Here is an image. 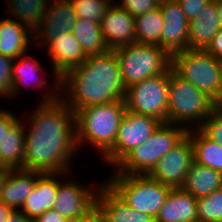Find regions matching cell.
Segmentation results:
<instances>
[{
  "mask_svg": "<svg viewBox=\"0 0 222 222\" xmlns=\"http://www.w3.org/2000/svg\"><path fill=\"white\" fill-rule=\"evenodd\" d=\"M30 114L26 116L29 121H24V169L42 173H70L71 162L79 154L75 112L59 99L39 103Z\"/></svg>",
  "mask_w": 222,
  "mask_h": 222,
  "instance_id": "cell-1",
  "label": "cell"
},
{
  "mask_svg": "<svg viewBox=\"0 0 222 222\" xmlns=\"http://www.w3.org/2000/svg\"><path fill=\"white\" fill-rule=\"evenodd\" d=\"M60 89V99L75 113L87 106L124 100L126 88L114 50L88 56L82 64L68 70L60 78Z\"/></svg>",
  "mask_w": 222,
  "mask_h": 222,
  "instance_id": "cell-2",
  "label": "cell"
},
{
  "mask_svg": "<svg viewBox=\"0 0 222 222\" xmlns=\"http://www.w3.org/2000/svg\"><path fill=\"white\" fill-rule=\"evenodd\" d=\"M126 111L125 99L79 109L75 113L78 150L87 143L103 158L113 148Z\"/></svg>",
  "mask_w": 222,
  "mask_h": 222,
  "instance_id": "cell-3",
  "label": "cell"
},
{
  "mask_svg": "<svg viewBox=\"0 0 222 222\" xmlns=\"http://www.w3.org/2000/svg\"><path fill=\"white\" fill-rule=\"evenodd\" d=\"M168 95L167 123L183 126L187 130L194 127L200 129L214 109V103L210 97L177 75L171 67Z\"/></svg>",
  "mask_w": 222,
  "mask_h": 222,
  "instance_id": "cell-4",
  "label": "cell"
},
{
  "mask_svg": "<svg viewBox=\"0 0 222 222\" xmlns=\"http://www.w3.org/2000/svg\"><path fill=\"white\" fill-rule=\"evenodd\" d=\"M183 126L162 123L152 136L129 152L116 166L113 174H149L171 149L187 135Z\"/></svg>",
  "mask_w": 222,
  "mask_h": 222,
  "instance_id": "cell-5",
  "label": "cell"
},
{
  "mask_svg": "<svg viewBox=\"0 0 222 222\" xmlns=\"http://www.w3.org/2000/svg\"><path fill=\"white\" fill-rule=\"evenodd\" d=\"M104 183L130 208L155 219L172 189L149 174H113Z\"/></svg>",
  "mask_w": 222,
  "mask_h": 222,
  "instance_id": "cell-6",
  "label": "cell"
},
{
  "mask_svg": "<svg viewBox=\"0 0 222 222\" xmlns=\"http://www.w3.org/2000/svg\"><path fill=\"white\" fill-rule=\"evenodd\" d=\"M123 85L127 89L144 79L165 73L171 55L160 46L133 43L114 49Z\"/></svg>",
  "mask_w": 222,
  "mask_h": 222,
  "instance_id": "cell-7",
  "label": "cell"
},
{
  "mask_svg": "<svg viewBox=\"0 0 222 222\" xmlns=\"http://www.w3.org/2000/svg\"><path fill=\"white\" fill-rule=\"evenodd\" d=\"M171 68L213 101L217 98L221 86L222 61L206 50L186 49L172 54Z\"/></svg>",
  "mask_w": 222,
  "mask_h": 222,
  "instance_id": "cell-8",
  "label": "cell"
},
{
  "mask_svg": "<svg viewBox=\"0 0 222 222\" xmlns=\"http://www.w3.org/2000/svg\"><path fill=\"white\" fill-rule=\"evenodd\" d=\"M168 87L169 69L165 73L131 85L126 89L127 110L167 123Z\"/></svg>",
  "mask_w": 222,
  "mask_h": 222,
  "instance_id": "cell-9",
  "label": "cell"
},
{
  "mask_svg": "<svg viewBox=\"0 0 222 222\" xmlns=\"http://www.w3.org/2000/svg\"><path fill=\"white\" fill-rule=\"evenodd\" d=\"M161 124L156 118L127 110L119 125L113 148L102 161L115 167L129 152L149 139Z\"/></svg>",
  "mask_w": 222,
  "mask_h": 222,
  "instance_id": "cell-10",
  "label": "cell"
},
{
  "mask_svg": "<svg viewBox=\"0 0 222 222\" xmlns=\"http://www.w3.org/2000/svg\"><path fill=\"white\" fill-rule=\"evenodd\" d=\"M68 174L70 176V173H58V192L53 210L61 216L73 220L84 215L95 205L96 193L99 186L97 185L96 188L89 187L88 185L84 186L80 182L78 183V181L76 182L70 178L67 179L68 181L63 180L61 183V178L65 176L68 178Z\"/></svg>",
  "mask_w": 222,
  "mask_h": 222,
  "instance_id": "cell-11",
  "label": "cell"
},
{
  "mask_svg": "<svg viewBox=\"0 0 222 222\" xmlns=\"http://www.w3.org/2000/svg\"><path fill=\"white\" fill-rule=\"evenodd\" d=\"M193 161V145L190 137L186 135L158 161L149 175L164 185L181 188Z\"/></svg>",
  "mask_w": 222,
  "mask_h": 222,
  "instance_id": "cell-12",
  "label": "cell"
},
{
  "mask_svg": "<svg viewBox=\"0 0 222 222\" xmlns=\"http://www.w3.org/2000/svg\"><path fill=\"white\" fill-rule=\"evenodd\" d=\"M77 18L70 0H50L40 27L33 33L34 45L46 48L62 34L72 31Z\"/></svg>",
  "mask_w": 222,
  "mask_h": 222,
  "instance_id": "cell-13",
  "label": "cell"
},
{
  "mask_svg": "<svg viewBox=\"0 0 222 222\" xmlns=\"http://www.w3.org/2000/svg\"><path fill=\"white\" fill-rule=\"evenodd\" d=\"M39 61L40 60H37V58L33 57L32 55L28 56L27 53L23 56H19L17 59L13 61V64H12V97L13 99H15L16 96L20 95L21 93L20 91H22L21 89L25 88L26 86H27L26 88H28L29 85L34 84V83H35L34 86L39 87V90L40 88L45 89V86H46L47 91H50V92H46V89H45V92H43L44 96H42L43 98L40 100V103H48V102H53L60 99V95H61L60 94V90H61L60 77H55L52 87L48 88L46 85L48 82L45 76L42 79L38 78L39 75L37 73H39V71L41 74H43L46 71L45 69H43L44 67H42ZM29 79L31 81L33 80L32 83L30 82ZM34 79L35 80L38 79V80L35 81Z\"/></svg>",
  "mask_w": 222,
  "mask_h": 222,
  "instance_id": "cell-14",
  "label": "cell"
},
{
  "mask_svg": "<svg viewBox=\"0 0 222 222\" xmlns=\"http://www.w3.org/2000/svg\"><path fill=\"white\" fill-rule=\"evenodd\" d=\"M163 16L160 47L170 55L189 49V21L176 0L159 3Z\"/></svg>",
  "mask_w": 222,
  "mask_h": 222,
  "instance_id": "cell-15",
  "label": "cell"
},
{
  "mask_svg": "<svg viewBox=\"0 0 222 222\" xmlns=\"http://www.w3.org/2000/svg\"><path fill=\"white\" fill-rule=\"evenodd\" d=\"M100 27L110 50L136 43L135 17L116 3L108 8L101 19Z\"/></svg>",
  "mask_w": 222,
  "mask_h": 222,
  "instance_id": "cell-16",
  "label": "cell"
},
{
  "mask_svg": "<svg viewBox=\"0 0 222 222\" xmlns=\"http://www.w3.org/2000/svg\"><path fill=\"white\" fill-rule=\"evenodd\" d=\"M54 77H62L68 70L79 66L88 57L72 32L62 34L47 47Z\"/></svg>",
  "mask_w": 222,
  "mask_h": 222,
  "instance_id": "cell-17",
  "label": "cell"
},
{
  "mask_svg": "<svg viewBox=\"0 0 222 222\" xmlns=\"http://www.w3.org/2000/svg\"><path fill=\"white\" fill-rule=\"evenodd\" d=\"M101 183H98L95 204L104 222H155L151 215L130 208L104 182Z\"/></svg>",
  "mask_w": 222,
  "mask_h": 222,
  "instance_id": "cell-18",
  "label": "cell"
},
{
  "mask_svg": "<svg viewBox=\"0 0 222 222\" xmlns=\"http://www.w3.org/2000/svg\"><path fill=\"white\" fill-rule=\"evenodd\" d=\"M57 192L58 173H42L20 210L34 221L45 211L53 209Z\"/></svg>",
  "mask_w": 222,
  "mask_h": 222,
  "instance_id": "cell-19",
  "label": "cell"
},
{
  "mask_svg": "<svg viewBox=\"0 0 222 222\" xmlns=\"http://www.w3.org/2000/svg\"><path fill=\"white\" fill-rule=\"evenodd\" d=\"M41 174L42 172L33 170L10 169L0 192V202L14 210H20Z\"/></svg>",
  "mask_w": 222,
  "mask_h": 222,
  "instance_id": "cell-20",
  "label": "cell"
},
{
  "mask_svg": "<svg viewBox=\"0 0 222 222\" xmlns=\"http://www.w3.org/2000/svg\"><path fill=\"white\" fill-rule=\"evenodd\" d=\"M31 42V43H30ZM34 34L16 18L0 20V54L17 59L30 51L34 46Z\"/></svg>",
  "mask_w": 222,
  "mask_h": 222,
  "instance_id": "cell-21",
  "label": "cell"
},
{
  "mask_svg": "<svg viewBox=\"0 0 222 222\" xmlns=\"http://www.w3.org/2000/svg\"><path fill=\"white\" fill-rule=\"evenodd\" d=\"M197 198L182 188H172L155 222H195Z\"/></svg>",
  "mask_w": 222,
  "mask_h": 222,
  "instance_id": "cell-22",
  "label": "cell"
},
{
  "mask_svg": "<svg viewBox=\"0 0 222 222\" xmlns=\"http://www.w3.org/2000/svg\"><path fill=\"white\" fill-rule=\"evenodd\" d=\"M222 29L215 0L206 4L197 18L189 22V49L205 50Z\"/></svg>",
  "mask_w": 222,
  "mask_h": 222,
  "instance_id": "cell-23",
  "label": "cell"
},
{
  "mask_svg": "<svg viewBox=\"0 0 222 222\" xmlns=\"http://www.w3.org/2000/svg\"><path fill=\"white\" fill-rule=\"evenodd\" d=\"M181 188L194 198L208 196L222 188V173L193 161Z\"/></svg>",
  "mask_w": 222,
  "mask_h": 222,
  "instance_id": "cell-24",
  "label": "cell"
},
{
  "mask_svg": "<svg viewBox=\"0 0 222 222\" xmlns=\"http://www.w3.org/2000/svg\"><path fill=\"white\" fill-rule=\"evenodd\" d=\"M19 119L0 141V166L24 169L25 127Z\"/></svg>",
  "mask_w": 222,
  "mask_h": 222,
  "instance_id": "cell-25",
  "label": "cell"
},
{
  "mask_svg": "<svg viewBox=\"0 0 222 222\" xmlns=\"http://www.w3.org/2000/svg\"><path fill=\"white\" fill-rule=\"evenodd\" d=\"M187 135L193 145L194 161L222 173V146L201 129H190Z\"/></svg>",
  "mask_w": 222,
  "mask_h": 222,
  "instance_id": "cell-26",
  "label": "cell"
},
{
  "mask_svg": "<svg viewBox=\"0 0 222 222\" xmlns=\"http://www.w3.org/2000/svg\"><path fill=\"white\" fill-rule=\"evenodd\" d=\"M71 32L87 56L102 55L110 50L104 40L100 23L77 18Z\"/></svg>",
  "mask_w": 222,
  "mask_h": 222,
  "instance_id": "cell-27",
  "label": "cell"
},
{
  "mask_svg": "<svg viewBox=\"0 0 222 222\" xmlns=\"http://www.w3.org/2000/svg\"><path fill=\"white\" fill-rule=\"evenodd\" d=\"M7 13L34 33L41 25L50 0H5Z\"/></svg>",
  "mask_w": 222,
  "mask_h": 222,
  "instance_id": "cell-28",
  "label": "cell"
},
{
  "mask_svg": "<svg viewBox=\"0 0 222 222\" xmlns=\"http://www.w3.org/2000/svg\"><path fill=\"white\" fill-rule=\"evenodd\" d=\"M163 16L158 6L135 17L136 43L160 46Z\"/></svg>",
  "mask_w": 222,
  "mask_h": 222,
  "instance_id": "cell-29",
  "label": "cell"
},
{
  "mask_svg": "<svg viewBox=\"0 0 222 222\" xmlns=\"http://www.w3.org/2000/svg\"><path fill=\"white\" fill-rule=\"evenodd\" d=\"M197 216L200 222H222V188L197 198Z\"/></svg>",
  "mask_w": 222,
  "mask_h": 222,
  "instance_id": "cell-30",
  "label": "cell"
},
{
  "mask_svg": "<svg viewBox=\"0 0 222 222\" xmlns=\"http://www.w3.org/2000/svg\"><path fill=\"white\" fill-rule=\"evenodd\" d=\"M78 18L100 23L113 0H70Z\"/></svg>",
  "mask_w": 222,
  "mask_h": 222,
  "instance_id": "cell-31",
  "label": "cell"
},
{
  "mask_svg": "<svg viewBox=\"0 0 222 222\" xmlns=\"http://www.w3.org/2000/svg\"><path fill=\"white\" fill-rule=\"evenodd\" d=\"M200 129L210 139L222 146V108L214 106L211 115Z\"/></svg>",
  "mask_w": 222,
  "mask_h": 222,
  "instance_id": "cell-32",
  "label": "cell"
},
{
  "mask_svg": "<svg viewBox=\"0 0 222 222\" xmlns=\"http://www.w3.org/2000/svg\"><path fill=\"white\" fill-rule=\"evenodd\" d=\"M13 59L0 54V97L12 98V64Z\"/></svg>",
  "mask_w": 222,
  "mask_h": 222,
  "instance_id": "cell-33",
  "label": "cell"
},
{
  "mask_svg": "<svg viewBox=\"0 0 222 222\" xmlns=\"http://www.w3.org/2000/svg\"><path fill=\"white\" fill-rule=\"evenodd\" d=\"M115 3L134 17L154 10L159 6L156 0H120L119 3Z\"/></svg>",
  "mask_w": 222,
  "mask_h": 222,
  "instance_id": "cell-34",
  "label": "cell"
},
{
  "mask_svg": "<svg viewBox=\"0 0 222 222\" xmlns=\"http://www.w3.org/2000/svg\"><path fill=\"white\" fill-rule=\"evenodd\" d=\"M183 12L185 14L186 19L190 22L197 18L198 14L203 11V8L206 4L211 2L212 0H176Z\"/></svg>",
  "mask_w": 222,
  "mask_h": 222,
  "instance_id": "cell-35",
  "label": "cell"
},
{
  "mask_svg": "<svg viewBox=\"0 0 222 222\" xmlns=\"http://www.w3.org/2000/svg\"><path fill=\"white\" fill-rule=\"evenodd\" d=\"M19 119L15 113L0 109V141Z\"/></svg>",
  "mask_w": 222,
  "mask_h": 222,
  "instance_id": "cell-36",
  "label": "cell"
},
{
  "mask_svg": "<svg viewBox=\"0 0 222 222\" xmlns=\"http://www.w3.org/2000/svg\"><path fill=\"white\" fill-rule=\"evenodd\" d=\"M205 50L218 60L222 61V29L217 32Z\"/></svg>",
  "mask_w": 222,
  "mask_h": 222,
  "instance_id": "cell-37",
  "label": "cell"
},
{
  "mask_svg": "<svg viewBox=\"0 0 222 222\" xmlns=\"http://www.w3.org/2000/svg\"><path fill=\"white\" fill-rule=\"evenodd\" d=\"M70 222H104L102 214L95 204L89 211L84 215L77 217Z\"/></svg>",
  "mask_w": 222,
  "mask_h": 222,
  "instance_id": "cell-38",
  "label": "cell"
},
{
  "mask_svg": "<svg viewBox=\"0 0 222 222\" xmlns=\"http://www.w3.org/2000/svg\"><path fill=\"white\" fill-rule=\"evenodd\" d=\"M34 222H70V220L52 209L45 211Z\"/></svg>",
  "mask_w": 222,
  "mask_h": 222,
  "instance_id": "cell-39",
  "label": "cell"
},
{
  "mask_svg": "<svg viewBox=\"0 0 222 222\" xmlns=\"http://www.w3.org/2000/svg\"><path fill=\"white\" fill-rule=\"evenodd\" d=\"M5 222H34L30 220L21 210H13Z\"/></svg>",
  "mask_w": 222,
  "mask_h": 222,
  "instance_id": "cell-40",
  "label": "cell"
},
{
  "mask_svg": "<svg viewBox=\"0 0 222 222\" xmlns=\"http://www.w3.org/2000/svg\"><path fill=\"white\" fill-rule=\"evenodd\" d=\"M11 207L7 206L3 202H0V222H5L8 215L13 211Z\"/></svg>",
  "mask_w": 222,
  "mask_h": 222,
  "instance_id": "cell-41",
  "label": "cell"
},
{
  "mask_svg": "<svg viewBox=\"0 0 222 222\" xmlns=\"http://www.w3.org/2000/svg\"><path fill=\"white\" fill-rule=\"evenodd\" d=\"M10 168L0 166V192L4 183L6 176L8 175Z\"/></svg>",
  "mask_w": 222,
  "mask_h": 222,
  "instance_id": "cell-42",
  "label": "cell"
},
{
  "mask_svg": "<svg viewBox=\"0 0 222 222\" xmlns=\"http://www.w3.org/2000/svg\"><path fill=\"white\" fill-rule=\"evenodd\" d=\"M214 106L222 108V76H221V86L217 98L213 101Z\"/></svg>",
  "mask_w": 222,
  "mask_h": 222,
  "instance_id": "cell-43",
  "label": "cell"
},
{
  "mask_svg": "<svg viewBox=\"0 0 222 222\" xmlns=\"http://www.w3.org/2000/svg\"><path fill=\"white\" fill-rule=\"evenodd\" d=\"M216 9L219 15L220 23L222 26V0H215Z\"/></svg>",
  "mask_w": 222,
  "mask_h": 222,
  "instance_id": "cell-44",
  "label": "cell"
},
{
  "mask_svg": "<svg viewBox=\"0 0 222 222\" xmlns=\"http://www.w3.org/2000/svg\"><path fill=\"white\" fill-rule=\"evenodd\" d=\"M158 3L164 2V1H171V0H156Z\"/></svg>",
  "mask_w": 222,
  "mask_h": 222,
  "instance_id": "cell-45",
  "label": "cell"
}]
</instances>
